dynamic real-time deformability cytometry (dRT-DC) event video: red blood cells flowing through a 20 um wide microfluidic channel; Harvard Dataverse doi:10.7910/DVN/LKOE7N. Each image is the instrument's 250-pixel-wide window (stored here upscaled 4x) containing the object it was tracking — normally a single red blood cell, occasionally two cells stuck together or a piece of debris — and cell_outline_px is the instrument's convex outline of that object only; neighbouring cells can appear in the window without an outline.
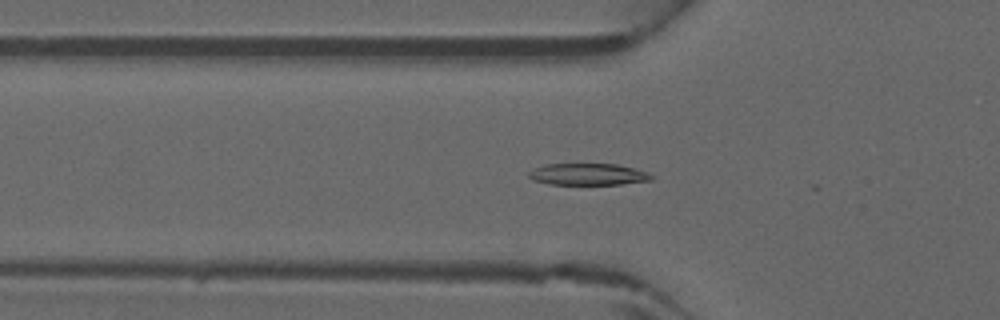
{"species": "common noctule bat (a hibernating species)", "species_latin": "Nyctalus noctula", "temperature_condition": "warm", "stored_images_in_passage": 20, "camera_frame_rate_fps": 3000, "um_per_image_px": 0.085, "animal": {"sex": "male", "forearm_length_mm": 52.5}, "frame": {"image": 1, "passage_image": 11, "time_ms": 3.333, "image_size_px": [1000, 320], "cell_outline_px": [[656, 176], [652, 180], [620, 184], [548, 184], [532, 180], [528, 176], [528, 172], [532, 168], [548, 164], [616, 164], [648, 172]], "centroid_in_image_um": [49.97, 14.81], "position_along_channel_um": 75.8, "area_um2": 15.55}}
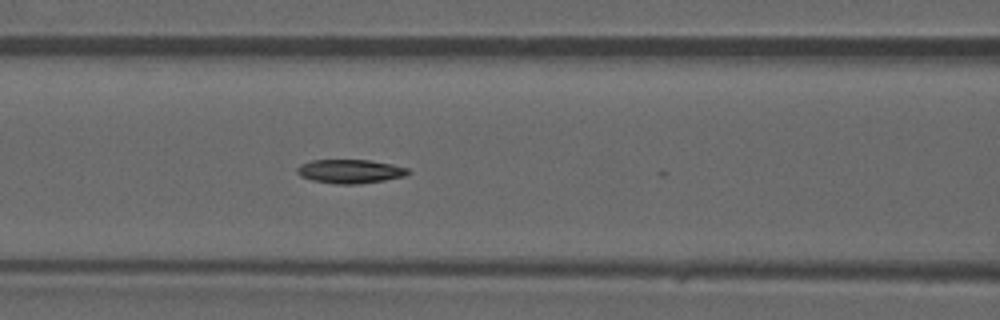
{"frame": {"image": 2, "passage_image": 15, "time_ms": 4.667, "image_size_px": [1000, 320], "cell_outline_px": [[412, 172], [404, 176], [384, 180], [360, 184], [336, 184], [312, 180], [300, 176], [296, 172], [296, 168], [300, 164], [312, 160], [368, 160], [392, 164], [408, 168]], "centroid_in_image_um": [29.75, 14.56], "position_along_channel_um": 136.9, "area_um2": 15.49}}
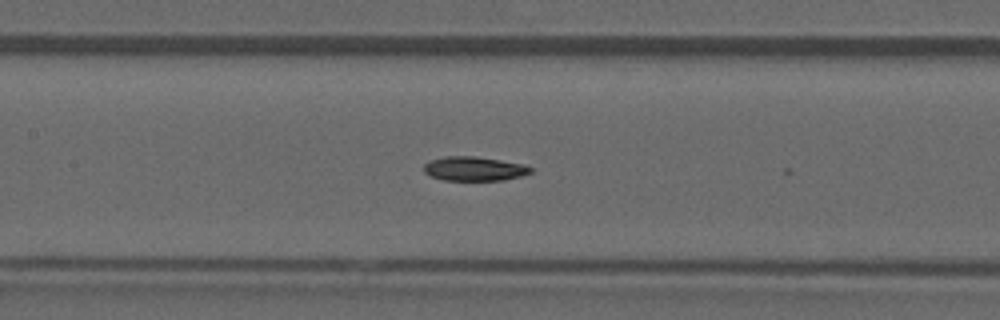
{"frame": {"image": 3, "passage_image": 17, "time_ms": 5.333, "image_size_px": [1000, 320], "cell_outline_px": [[532, 172], [520, 176], [504, 180], [444, 180], [432, 176], [424, 172], [424, 164], [428, 160], [444, 156], [476, 156], [524, 164], [532, 168]], "centroid_in_image_um": [40.29, 14.33], "position_along_channel_um": 167.1, "area_um2": 15.09}}